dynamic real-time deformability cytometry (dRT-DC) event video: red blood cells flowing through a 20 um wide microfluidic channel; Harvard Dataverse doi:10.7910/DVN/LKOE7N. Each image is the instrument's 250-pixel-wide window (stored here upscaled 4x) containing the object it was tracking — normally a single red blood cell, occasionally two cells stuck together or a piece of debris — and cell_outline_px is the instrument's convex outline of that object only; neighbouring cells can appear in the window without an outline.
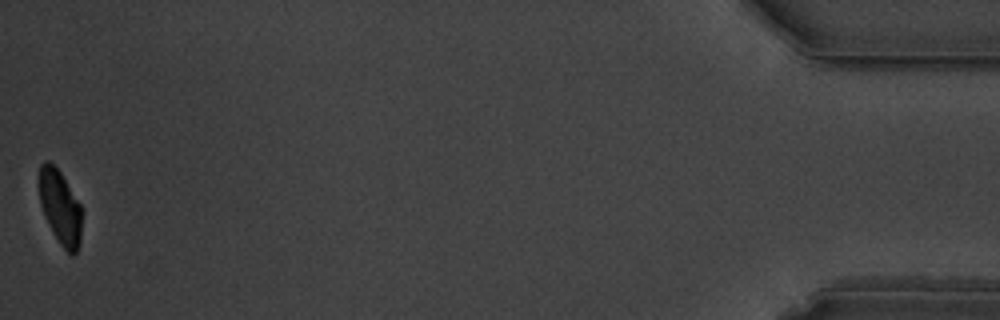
{"species": "common noctule bat (a hibernating species)", "species_latin": "Nyctalus noctula", "temperature_condition": "warm", "stored_images_in_passage": 41, "camera_frame_rate_fps": 3000, "um_per_image_px": 0.085, "animal": {"sex": "male", "body_mass_g": 19.5, "forearm_length_mm": 54.6}, "frame": {"image": 1, "passage_image": 41, "time_ms": 13.333, "image_size_px": [1000, 320], "cell_outline_px": [[80, 240], [76, 252], [72, 256], [60, 244], [52, 232], [44, 216], [40, 204], [40, 164], [44, 160], [48, 160], [60, 172], [80, 204]], "centroid_in_image_um": [5.09, 17.62], "position_along_channel_um": 430.1, "area_um2": 18.03}, "authors_computed_cell_mechanics": {"area_um2": 20.9814, "velocity_mm_per_s": 3.5058, "shape_relaxation_time_tau1_ms": 2.8587, "shape_relaxation_time_tau2_ms": 2.2208, "deformation_change_tau1": 0.1714, "deformation_change_tau2": 0.048}}